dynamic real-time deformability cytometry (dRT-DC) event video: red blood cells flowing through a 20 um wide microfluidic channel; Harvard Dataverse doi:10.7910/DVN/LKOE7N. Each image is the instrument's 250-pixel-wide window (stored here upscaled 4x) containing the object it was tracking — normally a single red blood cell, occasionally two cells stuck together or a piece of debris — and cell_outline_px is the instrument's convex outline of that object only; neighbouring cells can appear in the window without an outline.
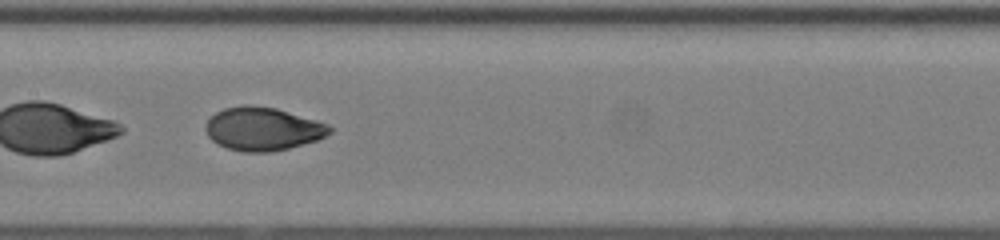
{"species": "human", "species_latin": "Homo sapiens", "temperature_condition": "room temperature", "stored_images_in_passage": 51, "segment_of_instrument_passage": [2, 2], "camera_frame_rate_fps": 3000, "um_per_image_px": 0.085, "donor": {"sex": "female"}, "frame": {"image": 1, "passage_image": 29, "time_ms": 9.333, "image_size_px": [1000, 240], "cell_outline_px": [[332, 132], [316, 140], [288, 148], [272, 152], [240, 152], [216, 144], [208, 136], [204, 128], [204, 124], [216, 112], [224, 108], [244, 104], [248, 104], [276, 108], [316, 120], [328, 124], [332, 128]], "centroid_in_image_um": [22.3, 10.95], "position_along_channel_um": 185.1, "area_um2": 31.39}}
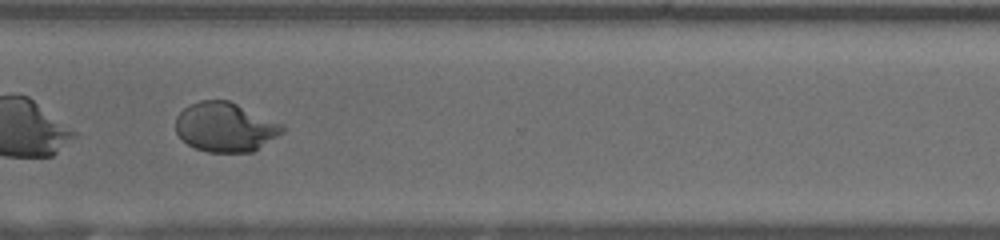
{"frame": {"image": 2, "passage_image": 41, "time_ms": 13.333, "image_size_px": [1000, 240], "cell_outline_px": [[284, 132], [252, 152], [208, 152], [196, 148], [188, 144], [176, 132], [176, 116], [184, 108], [200, 100], [228, 100], [284, 124]], "centroid_in_image_um": [19.16, 10.8], "position_along_channel_um": 351.4, "area_um2": 30.52}}